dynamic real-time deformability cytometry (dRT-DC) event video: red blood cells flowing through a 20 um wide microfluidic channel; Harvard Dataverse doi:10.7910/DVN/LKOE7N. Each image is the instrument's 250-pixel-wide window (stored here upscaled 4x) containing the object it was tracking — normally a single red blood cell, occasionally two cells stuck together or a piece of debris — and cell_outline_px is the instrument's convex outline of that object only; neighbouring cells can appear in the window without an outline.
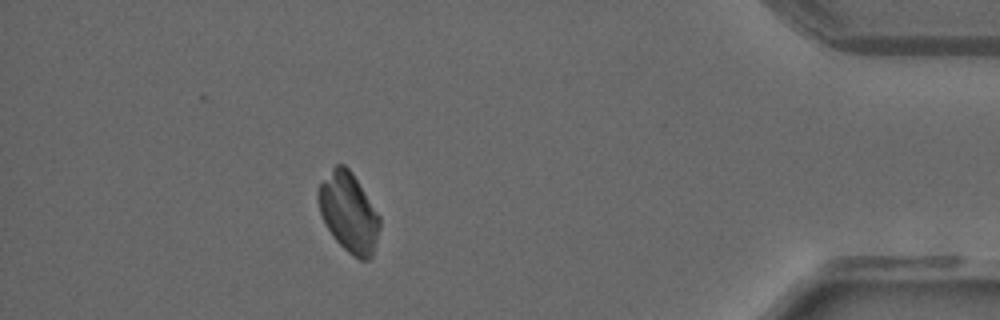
{"species": "common noctule bat (a hibernating species)", "species_latin": "Nyctalus noctula", "temperature_condition": "warm", "stored_images_in_passage": 39, "camera_frame_rate_fps": 3000, "um_per_image_px": 0.085, "animal": {"sex": "male", "forearm_length_mm": 52.5}, "frame": {"image": 1, "passage_image": 33, "time_ms": 10.667, "image_size_px": [1000, 320], "cell_outline_px": [[380, 228], [372, 256], [368, 260], [360, 260], [352, 256], [332, 236], [320, 212], [316, 192], [320, 184], [332, 168], [336, 164], [344, 164], [352, 172], [380, 216]], "centroid_in_image_um": [29.64, 18.06], "position_along_channel_um": 405.6, "area_um2": 28.26}}